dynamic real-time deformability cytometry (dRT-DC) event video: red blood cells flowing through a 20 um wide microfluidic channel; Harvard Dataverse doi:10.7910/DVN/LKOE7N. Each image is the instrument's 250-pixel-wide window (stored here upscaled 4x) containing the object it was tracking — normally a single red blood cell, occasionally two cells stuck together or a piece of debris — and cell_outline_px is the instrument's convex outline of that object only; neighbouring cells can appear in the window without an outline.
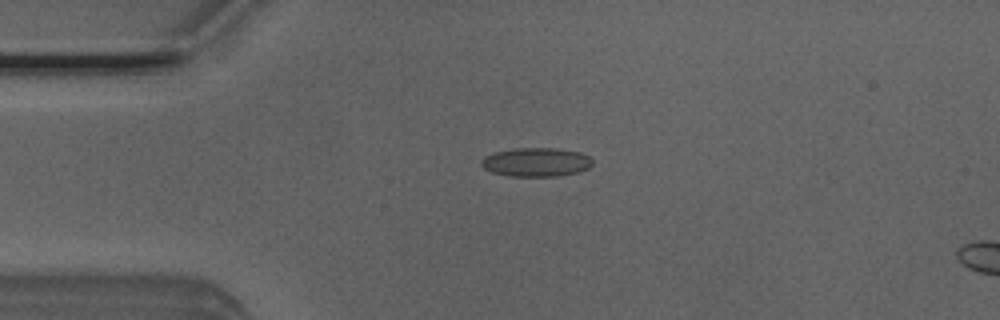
{"species": "Egyptian fruit bat (a non-hibernating species)", "species_latin": "Rousettus aegyptiacus", "temperature_condition": "room temperature", "stored_images_in_passage": 5, "camera_frame_rate_fps": 3000, "um_per_image_px": 0.085, "animal": {"sex": "male"}, "frame": {"image": 1, "passage_image": 1, "time_ms": 0.0, "image_size_px": [1000, 320], "cell_outline_px": [[592, 164], [588, 168], [580, 172], [556, 176], [508, 176], [492, 172], [484, 168], [480, 164], [480, 160], [484, 156], [496, 152], [516, 148], [556, 148], [580, 152], [588, 156], [592, 160]], "centroid_in_image_um": [45.56, 13.78], "position_along_channel_um": 39.4, "area_um2": 18.73}}